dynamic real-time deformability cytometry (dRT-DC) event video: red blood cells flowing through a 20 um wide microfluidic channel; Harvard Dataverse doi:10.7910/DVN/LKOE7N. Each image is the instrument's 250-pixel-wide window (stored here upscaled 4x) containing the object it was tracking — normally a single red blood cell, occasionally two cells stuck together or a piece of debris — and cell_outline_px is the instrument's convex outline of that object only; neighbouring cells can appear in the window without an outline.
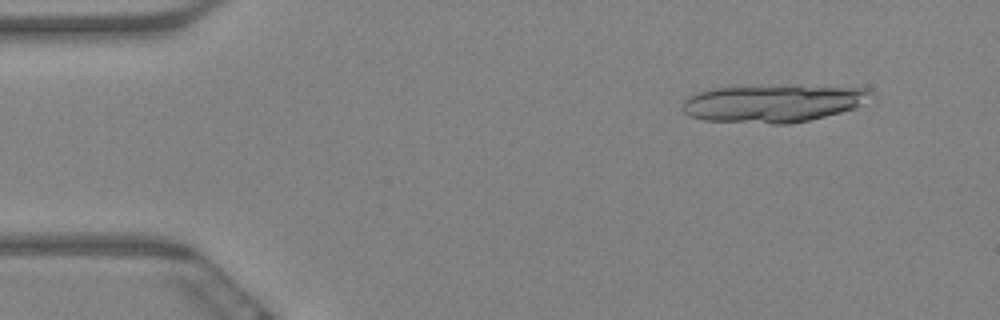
{"species": "Egyptian fruit bat (a non-hibernating species)", "species_latin": "Rousettus aegyptiacus", "temperature_condition": "warm", "stored_images_in_passage": 20, "camera_frame_rate_fps": 3000, "um_per_image_px": 0.085, "animal": {"sex": "female"}, "frame": {"image": 1, "passage_image": 6, "time_ms": 1.667, "image_size_px": [1000, 320], "cell_outline_px": [[872, 92], [856, 108], [808, 120], [788, 124], [772, 124], [704, 120], [692, 116], [684, 112], [684, 100], [688, 96], [696, 92], [712, 88], [868, 88]], "centroid_in_image_um": [65.62, 8.83], "position_along_channel_um": 19.4, "area_um2": 39.36}}